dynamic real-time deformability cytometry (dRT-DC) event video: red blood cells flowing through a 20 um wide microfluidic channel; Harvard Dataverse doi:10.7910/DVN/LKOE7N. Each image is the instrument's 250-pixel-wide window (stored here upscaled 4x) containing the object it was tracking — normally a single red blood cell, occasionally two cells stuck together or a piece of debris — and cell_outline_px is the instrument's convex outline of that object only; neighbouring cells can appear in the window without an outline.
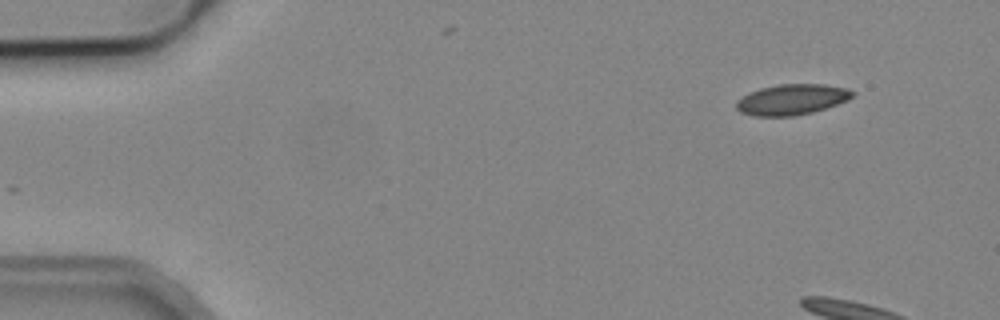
{"species": "common noctule bat (a hibernating species)", "species_latin": "Nyctalus noctula", "temperature_condition": "cold", "stored_images_in_passage": 3, "camera_frame_rate_fps": 3000, "um_per_image_px": 0.085, "animal": {"sex": "male", "body_mass_g": 19.2, "forearm_length_mm": 51.8}, "frame": {"image": 1, "passage_image": 3, "time_ms": 2.333, "image_size_px": [1000, 320], "cell_outline_px": [[856, 92], [848, 100], [812, 112], [792, 116], [752, 116], [740, 112], [736, 108], [736, 100], [748, 92], [760, 88], [780, 84], [824, 84], [848, 88]], "centroid_in_image_um": [67.28, 8.45], "position_along_channel_um": 17.7, "area_um2": 20.81}}